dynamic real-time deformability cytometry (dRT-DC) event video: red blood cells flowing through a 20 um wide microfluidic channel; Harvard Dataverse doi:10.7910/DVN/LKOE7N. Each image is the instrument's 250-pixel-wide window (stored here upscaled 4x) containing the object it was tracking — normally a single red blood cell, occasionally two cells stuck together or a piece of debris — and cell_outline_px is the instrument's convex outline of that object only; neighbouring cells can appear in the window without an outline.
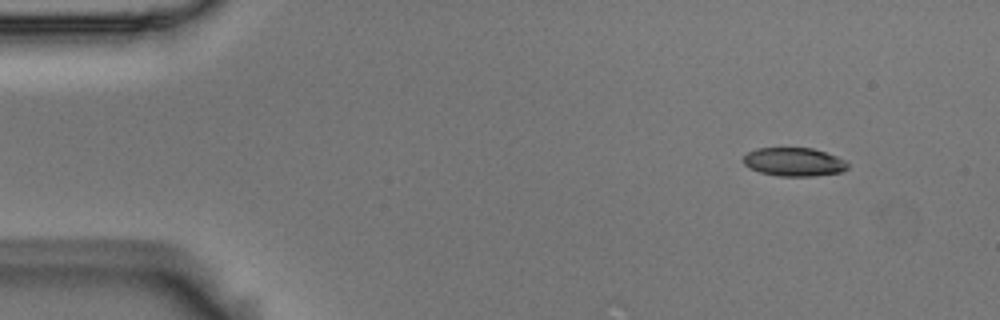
{"species": "Egyptian fruit bat (a non-hibernating species)", "species_latin": "Rousettus aegyptiacus", "temperature_condition": "room temperature", "stored_images_in_passage": 4, "camera_frame_rate_fps": 3000, "um_per_image_px": 0.085, "animal": {"sex": "male"}, "frame": {"image": 1, "passage_image": 1, "time_ms": 0.0, "image_size_px": [1000, 320], "cell_outline_px": [[848, 168], [840, 172], [812, 176], [780, 176], [760, 172], [748, 168], [744, 164], [744, 156], [748, 152], [756, 148], [812, 148], [848, 160]], "centroid_in_image_um": [67.49, 13.76], "position_along_channel_um": 17.5, "area_um2": 17.34}}
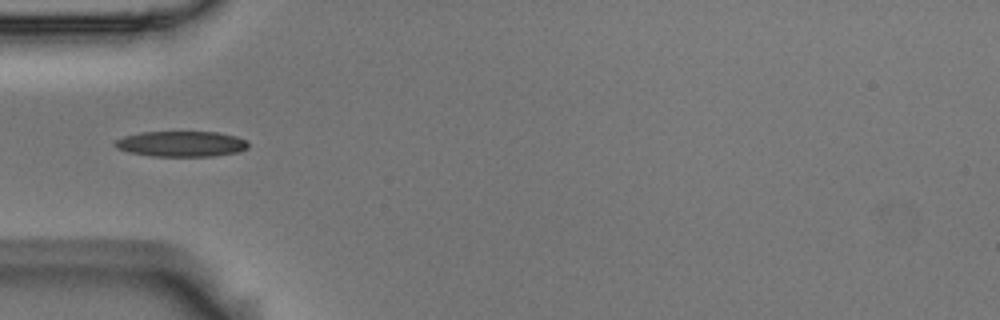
{"frame": {"image": 2, "passage_image": 4, "time_ms": 1.0, "image_size_px": [1000, 320], "cell_outline_px": [[248, 148], [236, 152], [212, 156], [152, 156], [128, 152], [116, 148], [112, 144], [116, 140], [124, 136], [140, 132], [216, 132], [236, 136], [248, 140]], "centroid_in_image_um": [15.39, 12.23], "position_along_channel_um": 69.6, "area_um2": 19.88}}